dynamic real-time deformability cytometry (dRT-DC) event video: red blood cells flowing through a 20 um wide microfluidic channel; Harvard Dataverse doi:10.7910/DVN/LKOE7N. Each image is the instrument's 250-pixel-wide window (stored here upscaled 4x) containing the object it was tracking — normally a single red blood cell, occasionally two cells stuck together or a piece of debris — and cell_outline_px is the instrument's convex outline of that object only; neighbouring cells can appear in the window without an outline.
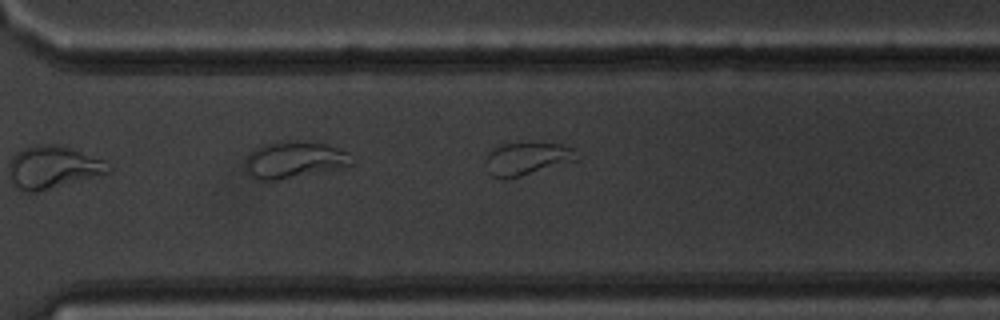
{"species": "common noctule bat (a hibernating species)", "species_latin": "Nyctalus noctula", "temperature_condition": "warm", "stored_images_in_passage": 11, "camera_frame_rate_fps": 3000, "um_per_image_px": 0.085, "animal": {"sex": "male", "body_mass_g": 20.1, "forearm_length_mm": 53.5}, "frame": {"image": 1, "passage_image": 11, "time_ms": 11.667, "image_size_px": [1000, 320], "cell_outline_px": [[580, 160], [504, 180], [492, 176], [484, 160], [488, 152], [492, 148], [504, 144], [560, 144], [572, 148]], "centroid_in_image_um": [44.78, 13.51], "position_along_channel_um": 325.8, "area_um2": 17.17}}